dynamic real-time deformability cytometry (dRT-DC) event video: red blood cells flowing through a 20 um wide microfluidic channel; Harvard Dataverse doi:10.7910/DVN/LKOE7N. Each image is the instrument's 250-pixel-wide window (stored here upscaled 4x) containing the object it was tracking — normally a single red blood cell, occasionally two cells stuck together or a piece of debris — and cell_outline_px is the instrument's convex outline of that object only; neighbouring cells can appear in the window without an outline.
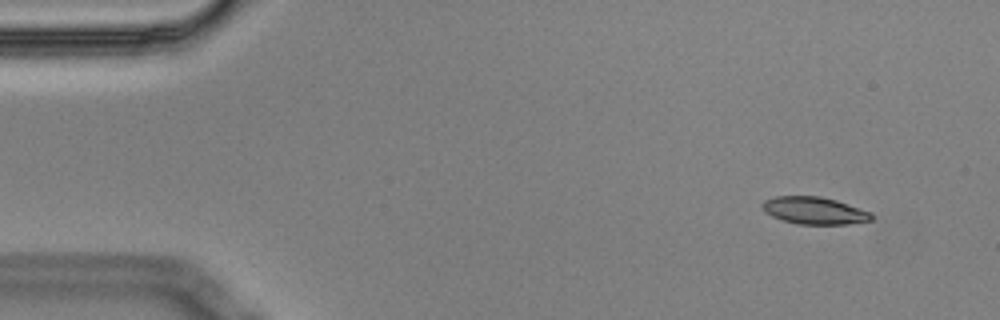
{"species": "Egyptian fruit bat (a non-hibernating species)", "species_latin": "Rousettus aegyptiacus", "temperature_condition": "cold", "stored_images_in_passage": 5, "camera_frame_rate_fps": 3000, "um_per_image_px": 0.085, "animal": {"sex": "male"}, "frame": {"image": 1, "passage_image": 2, "time_ms": 0.333, "image_size_px": [1000, 320], "cell_outline_px": [[872, 220], [844, 224], [796, 224], [772, 216], [764, 212], [760, 204], [764, 200], [776, 196], [820, 196], [836, 200], [872, 212]], "centroid_in_image_um": [69.19, 17.89], "position_along_channel_um": 15.8, "area_um2": 17.34}}